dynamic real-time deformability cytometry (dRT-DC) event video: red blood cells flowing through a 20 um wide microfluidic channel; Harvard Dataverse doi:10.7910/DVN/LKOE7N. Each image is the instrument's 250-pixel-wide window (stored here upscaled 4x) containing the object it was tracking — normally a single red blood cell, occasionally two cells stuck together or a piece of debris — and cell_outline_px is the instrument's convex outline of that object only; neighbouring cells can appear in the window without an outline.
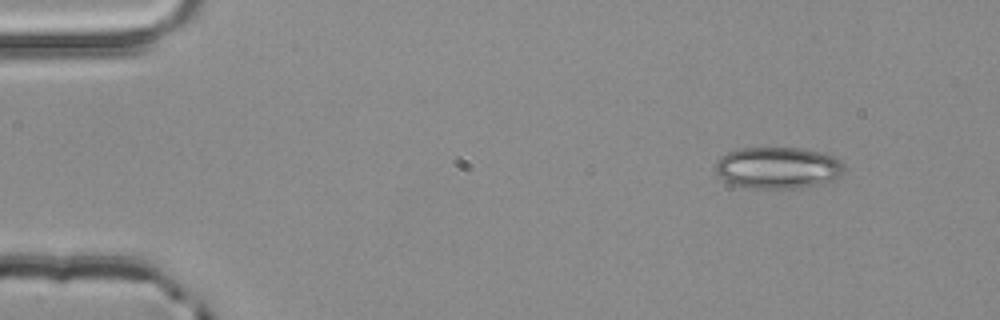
{"species": "common noctule bat (a hibernating species)", "species_latin": "Nyctalus noctula", "temperature_condition": "room temperature", "stored_images_in_passage": 3, "camera_frame_rate_fps": 3000, "um_per_image_px": 0.085, "animal": {"sex": "male", "body_mass_g": 20.4}, "frame": {"image": 1, "passage_image": 1, "time_ms": 0.0, "image_size_px": [1000, 320], "cell_outline_px": [[844, 172], [840, 176], [824, 184], [796, 188], [756, 188], [736, 184], [724, 180], [716, 172], [716, 160], [728, 152], [740, 148], [800, 148], [820, 152], [832, 156], [840, 160], [844, 164]], "centroid_in_image_um": [66.16, 14.26], "position_along_channel_um": 18.8, "area_um2": 31.1}}